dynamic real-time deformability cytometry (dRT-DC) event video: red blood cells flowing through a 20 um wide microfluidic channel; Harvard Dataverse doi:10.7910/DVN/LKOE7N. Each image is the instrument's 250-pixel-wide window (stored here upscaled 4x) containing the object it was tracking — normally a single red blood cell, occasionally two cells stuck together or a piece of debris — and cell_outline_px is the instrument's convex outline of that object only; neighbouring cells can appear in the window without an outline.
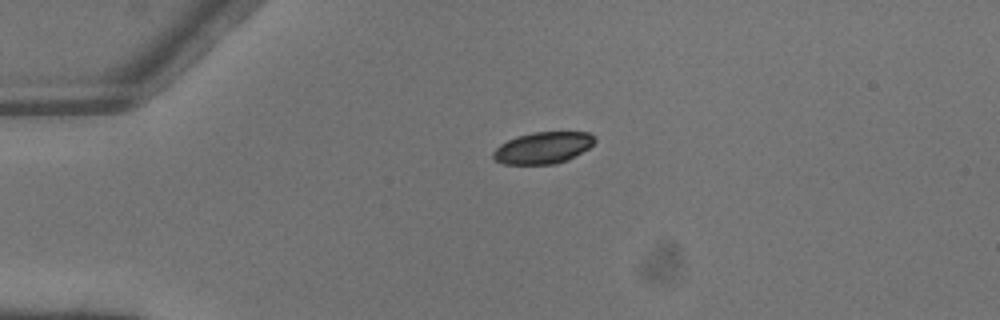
{"species": "common noctule bat (a hibernating species)", "species_latin": "Nyctalus noctula", "temperature_condition": "warm", "stored_images_in_passage": 2, "camera_frame_rate_fps": 3000, "um_per_image_px": 0.085, "animal": {"sex": "male", "body_mass_g": 13.3}, "frame": {"image": 1, "passage_image": 2, "time_ms": 0.333, "image_size_px": [1000, 320], "cell_outline_px": [[596, 140], [588, 148], [568, 160], [556, 164], [504, 164], [496, 160], [492, 156], [492, 152], [500, 144], [516, 136], [532, 132], [588, 132], [596, 136]], "centroid_in_image_um": [46.16, 12.56], "position_along_channel_um": 38.8, "area_um2": 18.79}}